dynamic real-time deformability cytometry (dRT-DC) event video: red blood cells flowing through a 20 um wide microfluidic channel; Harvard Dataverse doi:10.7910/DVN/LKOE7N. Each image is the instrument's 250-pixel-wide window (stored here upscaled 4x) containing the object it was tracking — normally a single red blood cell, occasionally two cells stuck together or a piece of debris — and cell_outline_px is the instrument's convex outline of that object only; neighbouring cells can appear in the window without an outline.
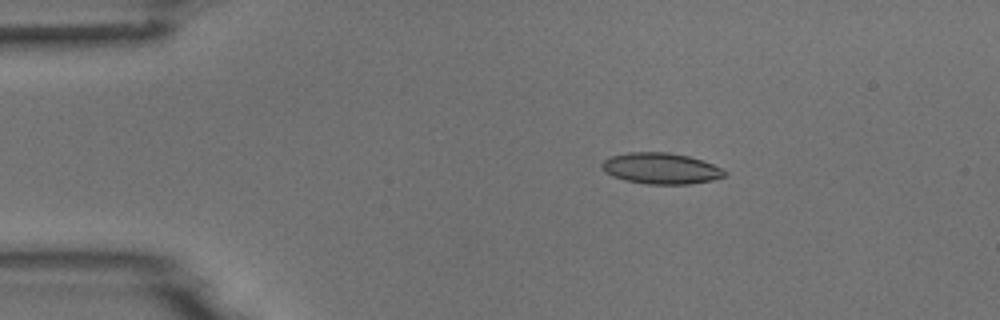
{"species": "common noctule bat (a hibernating species)", "species_latin": "Nyctalus noctula", "temperature_condition": "room temperature", "stored_images_in_passage": 9, "camera_frame_rate_fps": 3000, "um_per_image_px": 0.085, "animal": {"sex": "male", "body_mass_g": 18.8}, "frame": {"image": 1, "passage_image": 2, "time_ms": 0.333, "image_size_px": [1000, 320], "cell_outline_px": [[728, 172], [724, 176], [712, 180], [688, 184], [648, 184], [624, 180], [612, 176], [604, 172], [600, 164], [604, 160], [612, 156], [628, 152], [668, 152], [688, 156], [712, 164]], "centroid_in_image_um": [56.14, 14.32], "position_along_channel_um": 28.9, "area_um2": 22.14}}
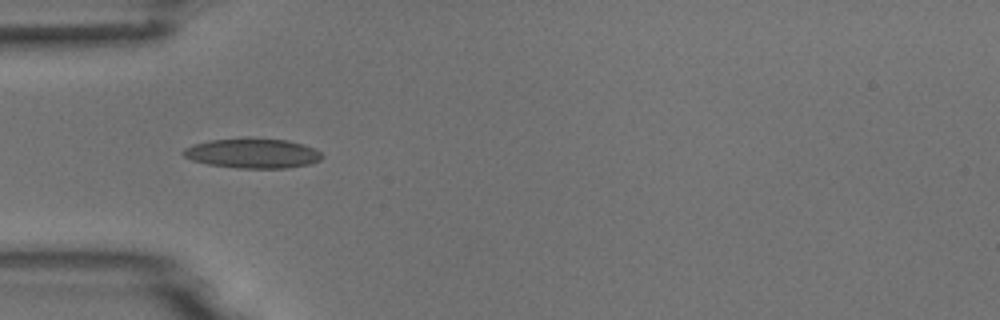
{"frame": {"image": 2, "passage_image": 4, "time_ms": 1.0, "image_size_px": [1000, 320], "cell_outline_px": [[324, 156], [320, 160], [308, 164], [288, 168], [236, 168], [208, 164], [192, 160], [184, 156], [180, 152], [184, 148], [192, 144], [208, 140], [244, 136], [252, 136], [288, 140], [312, 148], [320, 152]], "centroid_in_image_um": [21.41, 13.0], "position_along_channel_um": 63.6, "area_um2": 24.68}}